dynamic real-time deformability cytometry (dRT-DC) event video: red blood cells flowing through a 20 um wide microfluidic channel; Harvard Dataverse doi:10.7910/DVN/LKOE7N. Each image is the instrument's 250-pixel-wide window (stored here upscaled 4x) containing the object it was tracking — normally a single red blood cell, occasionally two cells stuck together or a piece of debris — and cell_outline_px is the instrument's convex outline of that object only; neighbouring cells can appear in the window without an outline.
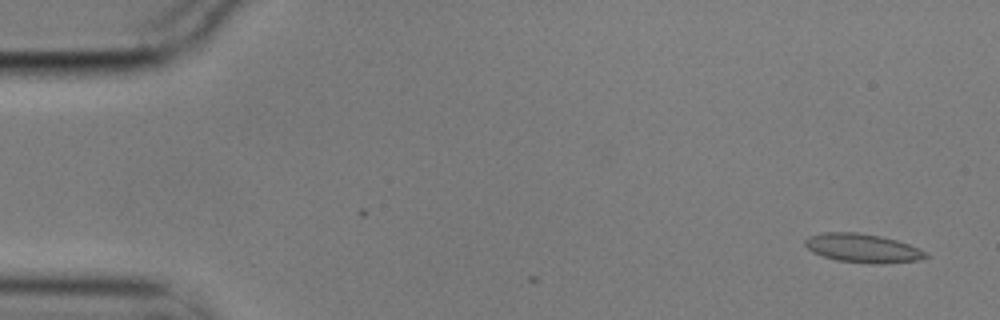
{"species": "common noctule bat (a hibernating species)", "species_latin": "Nyctalus noctula", "temperature_condition": "cold", "stored_images_in_passage": 3, "camera_frame_rate_fps": 3000, "um_per_image_px": 0.085, "animal": {"sex": "male", "body_mass_g": 17.9}, "frame": {"image": 1, "passage_image": 1, "time_ms": 0.0, "image_size_px": [1000, 320], "cell_outline_px": [[928, 256], [920, 260], [872, 264], [836, 260], [812, 252], [804, 244], [804, 240], [808, 236], [824, 232], [856, 232], [880, 236], [896, 240], [920, 248]], "centroid_in_image_um": [73.29, 21.08], "position_along_channel_um": 11.7, "area_um2": 20.11}}